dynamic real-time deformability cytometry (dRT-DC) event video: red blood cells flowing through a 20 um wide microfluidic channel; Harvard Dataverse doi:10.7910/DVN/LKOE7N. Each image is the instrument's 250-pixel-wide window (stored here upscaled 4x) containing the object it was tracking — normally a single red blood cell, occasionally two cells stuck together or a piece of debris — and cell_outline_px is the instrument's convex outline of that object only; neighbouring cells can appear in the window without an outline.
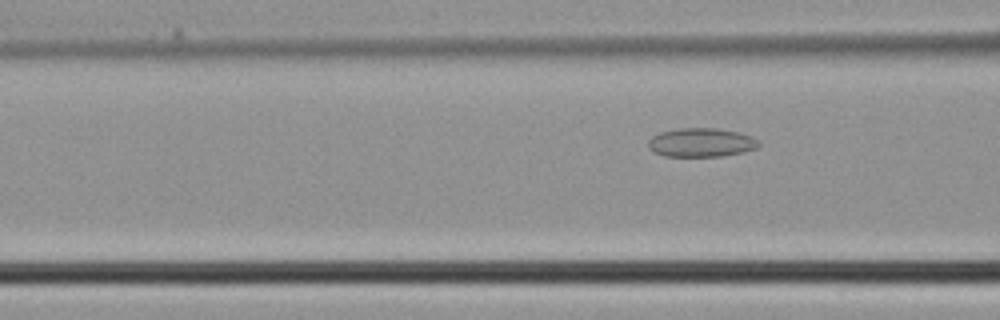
{"species": "common noctule bat (a hibernating species)", "species_latin": "Nyctalus noctula", "temperature_condition": "cold", "stored_images_in_passage": 6, "camera_frame_rate_fps": 3000, "um_per_image_px": 0.085, "animal": {"sex": "male", "body_mass_g": 21.5, "forearm_length_mm": 52.0}, "frame": {"image": 1, "passage_image": 6, "time_ms": 1.667, "image_size_px": [1000, 320], "cell_outline_px": [[760, 144], [756, 148], [744, 152], [724, 156], [664, 156], [652, 152], [648, 148], [648, 140], [652, 136], [660, 132], [680, 128], [716, 128], [740, 132], [752, 136], [760, 140]], "centroid_in_image_um": [59.61, 12.11], "position_along_channel_um": 107.0, "area_um2": 18.84}}